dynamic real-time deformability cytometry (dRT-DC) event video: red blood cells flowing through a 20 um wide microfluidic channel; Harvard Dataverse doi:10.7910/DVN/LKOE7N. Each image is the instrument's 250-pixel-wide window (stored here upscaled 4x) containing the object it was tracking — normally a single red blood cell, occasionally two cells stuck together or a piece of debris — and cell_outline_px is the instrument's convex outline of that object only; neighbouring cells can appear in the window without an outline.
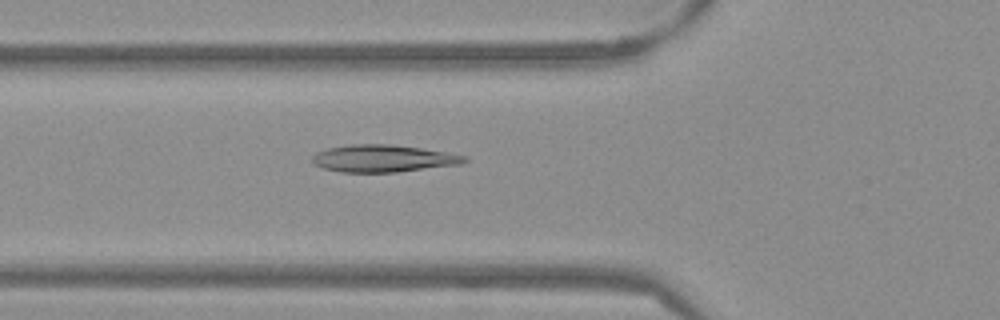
{"species": "Egyptian fruit bat (a non-hibernating species)", "species_latin": "Rousettus aegyptiacus", "temperature_condition": "warm", "stored_images_in_passage": 53, "camera_frame_rate_fps": 3000, "um_per_image_px": 0.085, "frame": {"image": 1, "passage_image": 19, "time_ms": 6.0, "image_size_px": [1000, 320], "cell_outline_px": [[468, 160], [460, 164], [396, 172], [340, 172], [324, 168], [312, 164], [312, 156], [316, 152], [328, 148], [352, 144], [392, 144], [420, 148], [468, 156]], "centroid_in_image_um": [32.54, 13.46], "position_along_channel_um": 93.3, "area_um2": 24.04}}
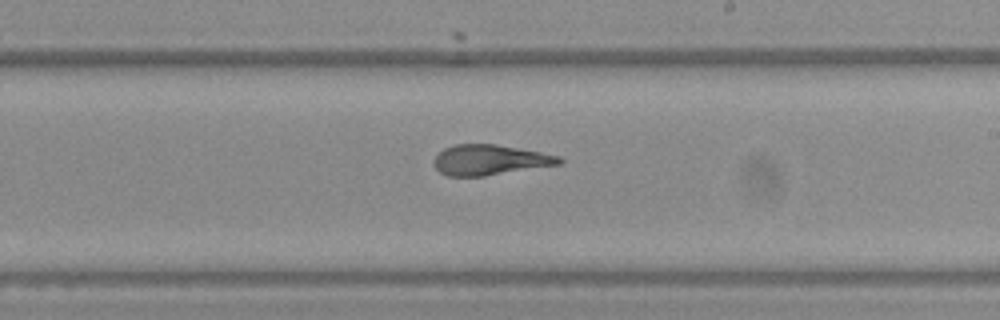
{"frame": {"image": 2, "passage_image": 31, "time_ms": 10.0, "image_size_px": [1000, 320], "cell_outline_px": [[564, 160], [560, 164], [484, 176], [448, 176], [440, 172], [432, 164], [432, 160], [444, 148], [456, 144], [496, 144], [540, 152], [560, 156]], "centroid_in_image_um": [41.61, 13.59], "position_along_channel_um": 247.4, "area_um2": 22.08}}
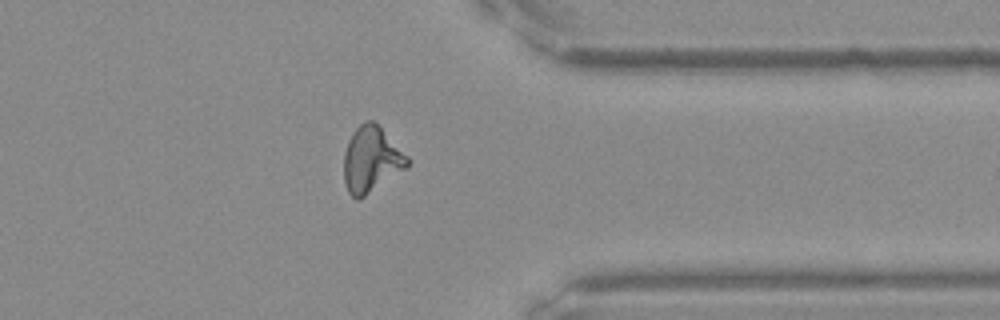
{"frame": {"image": 3, "passage_image": 42, "time_ms": 13.667, "image_size_px": [1000, 320], "cell_outline_px": [[408, 168], [360, 200], [356, 200], [348, 192], [344, 184], [344, 152], [348, 140], [352, 132], [360, 124], [368, 120], [372, 120], [408, 156]], "centroid_in_image_um": [31.54, 13.61], "position_along_channel_um": 379.9, "area_um2": 24.39}, "authors_computed_cell_mechanics": {"area_um2": 23.3512, "velocity_mm_per_s": 3.8375, "shape_relaxation_time_tau1_ms": null, "shape_relaxation_time_tau2_ms": 2.2934, "deformation_change_tau1": null, "deformation_change_tau2": 0.0907}}